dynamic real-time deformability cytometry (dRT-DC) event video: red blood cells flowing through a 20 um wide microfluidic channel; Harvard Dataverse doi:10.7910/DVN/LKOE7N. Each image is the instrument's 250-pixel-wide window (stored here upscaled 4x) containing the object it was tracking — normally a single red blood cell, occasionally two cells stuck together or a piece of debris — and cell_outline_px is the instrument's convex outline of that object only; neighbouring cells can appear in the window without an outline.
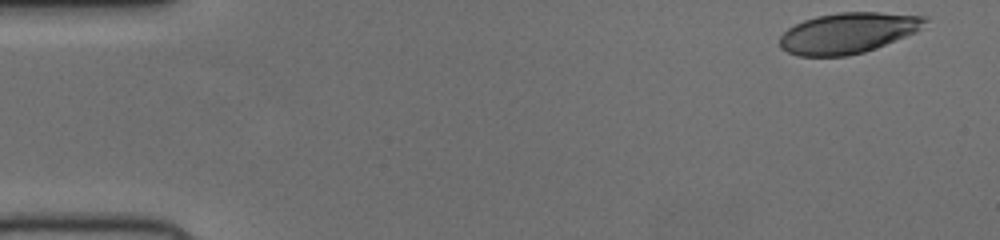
{"species": "human", "species_latin": "Homo sapiens", "temperature_condition": "cold", "stored_images_in_passage": 50, "camera_frame_rate_fps": 3000, "um_per_image_px": 0.085, "donor": {"sex": "female"}, "frame": {"image": 1, "passage_image": 1, "time_ms": 0.0, "image_size_px": [1000, 240], "cell_outline_px": [[928, 20], [916, 32], [876, 48], [864, 52], [848, 56], [800, 56], [788, 52], [780, 48], [780, 36], [788, 28], [804, 20], [816, 16], [840, 12], [880, 12], [924, 16]], "centroid_in_image_um": [72.06, 2.8], "position_along_channel_um": 12.9, "area_um2": 34.33}}
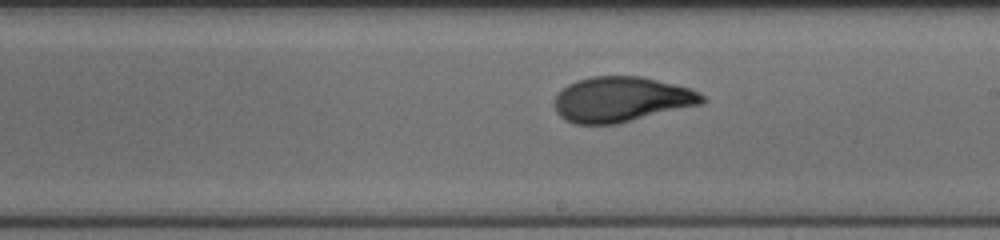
{"frame": {"image": 2, "passage_image": 28, "time_ms": 9.0, "image_size_px": [1000, 240], "cell_outline_px": [[708, 100], [704, 104], [616, 124], [572, 124], [564, 120], [556, 112], [552, 104], [552, 100], [556, 92], [568, 84], [576, 80], [592, 76], [640, 76], [692, 88], [704, 96]], "centroid_in_image_um": [52.79, 8.45], "position_along_channel_um": 236.2, "area_um2": 39.59}}
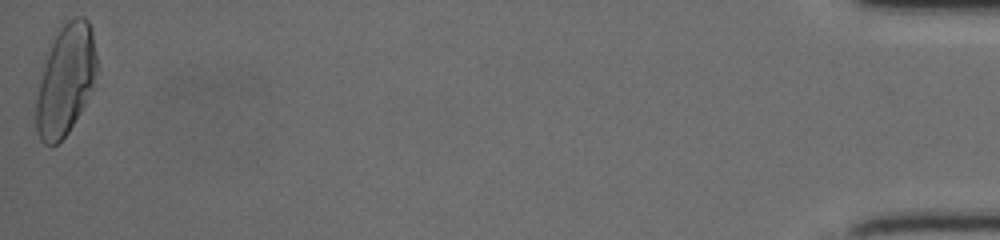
{"frame": {"image": 3, "passage_image": 50, "time_ms": 16.333, "image_size_px": [1000, 240], "cell_outline_px": [[96, 88], [68, 132], [52, 148], [44, 144], [40, 140], [36, 132], [36, 100], [40, 80], [48, 52], [60, 28], [68, 20], [76, 16], [84, 16], [88, 20], [92, 28], [96, 56]], "centroid_in_image_um": [5.61, 6.84], "position_along_channel_um": 429.6, "area_um2": 39.25}}